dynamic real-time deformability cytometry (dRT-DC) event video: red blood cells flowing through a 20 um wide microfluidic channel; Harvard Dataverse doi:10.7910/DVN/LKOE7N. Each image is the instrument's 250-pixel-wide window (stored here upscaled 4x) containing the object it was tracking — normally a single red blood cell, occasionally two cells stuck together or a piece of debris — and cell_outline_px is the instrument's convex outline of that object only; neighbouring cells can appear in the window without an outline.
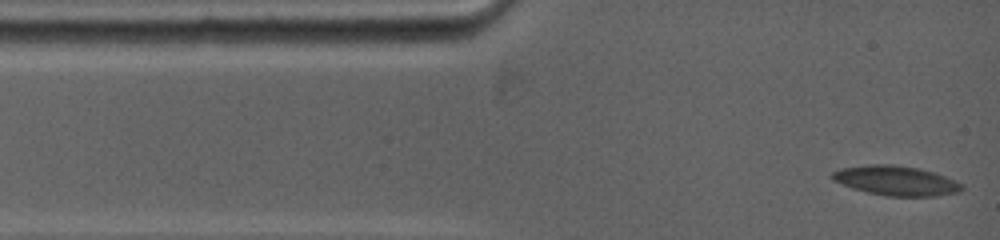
{"species": "common noctule bat (a hibernating species)", "species_latin": "Nyctalus noctula", "temperature_condition": "warm", "stored_images_in_passage": 37, "camera_frame_rate_fps": 5000, "um_per_image_px": 0.085, "animal": {"sex": "female", "body_mass_g": 19.0, "forearm_length_mm": 53.3}, "frame": {"image": 1, "passage_image": 1, "time_ms": 0.0, "image_size_px": [1000, 240], "cell_outline_px": [[960, 188], [952, 192], [932, 196], [892, 196], [872, 192], [856, 188], [832, 180], [832, 172], [844, 168], [868, 164], [892, 164], [920, 168], [944, 176], [960, 184]], "centroid_in_image_um": [76.1, 15.32], "position_along_channel_um": 8.9, "area_um2": 21.39}}
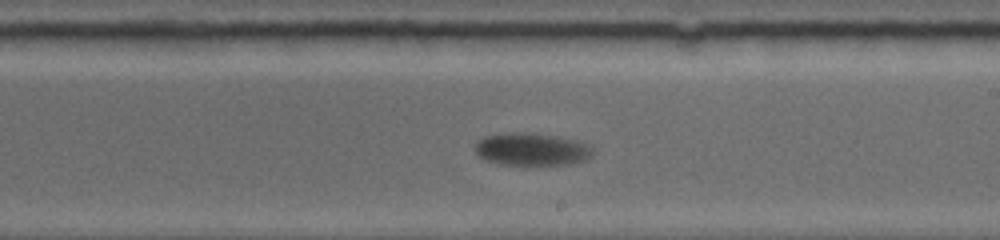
{"frame": {"image": 2, "passage_image": 19, "time_ms": 7.6, "image_size_px": [1000, 240], "cell_outline_px": [[592, 156], [584, 160], [572, 164], [500, 164], [484, 160], [476, 152], [476, 144], [484, 136], [516, 132], [524, 132], [556, 136], [572, 140], [584, 144], [592, 148]], "centroid_in_image_um": [45.17, 12.69], "position_along_channel_um": 243.8, "area_um2": 21.85}}
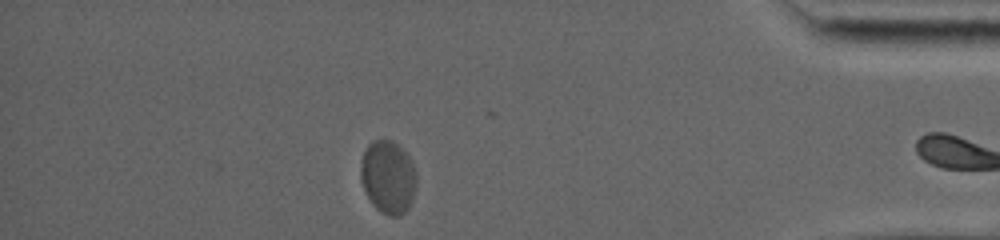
{"frame": {"image": 3, "passage_image": 33, "time_ms": 13.2, "image_size_px": [1000, 240], "cell_outline_px": [[416, 188], [412, 200], [408, 208], [404, 212], [396, 216], [388, 216], [380, 212], [372, 204], [364, 188], [360, 176], [360, 160], [368, 144], [372, 140], [392, 140], [400, 144], [412, 160], [416, 172]], "centroid_in_image_um": [33.0, 15.02], "position_along_channel_um": 402.2, "area_um2": 24.1}, "authors_computed_cell_mechanics": {"area_um2": 22.3108, "velocity_mm_per_s": 3.661, "shape_relaxation_time_tau1_ms": 4.195, "shape_relaxation_time_tau2_ms": null, "deformation_change_tau1": 0.095, "deformation_change_tau2": null}}